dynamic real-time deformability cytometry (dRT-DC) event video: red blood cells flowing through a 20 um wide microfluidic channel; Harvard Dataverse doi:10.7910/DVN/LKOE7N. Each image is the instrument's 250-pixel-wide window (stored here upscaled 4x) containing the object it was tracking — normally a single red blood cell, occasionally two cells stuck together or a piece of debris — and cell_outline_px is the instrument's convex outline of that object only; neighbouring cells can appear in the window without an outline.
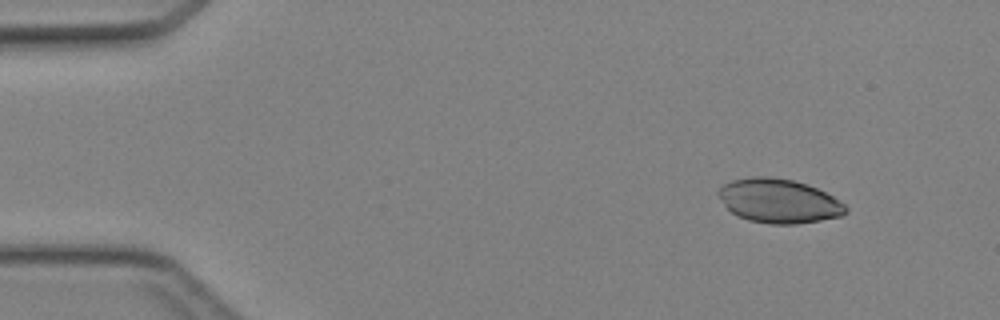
{"species": "Egyptian fruit bat (a non-hibernating species)", "species_latin": "Rousettus aegyptiacus", "temperature_condition": "cold", "stored_images_in_passage": 41, "camera_frame_rate_fps": 3000, "um_per_image_px": 0.085, "animal": {"sex": "female"}, "frame": {"image": 1, "passage_image": 4, "time_ms": 1.0, "image_size_px": [1000, 320], "cell_outline_px": [[848, 212], [844, 216], [796, 224], [772, 224], [748, 220], [736, 216], [724, 204], [716, 192], [724, 184], [732, 180], [752, 176], [772, 176], [792, 180], [808, 184], [832, 196], [844, 204], [848, 208]], "centroid_in_image_um": [66.2, 17.08], "position_along_channel_um": 18.8, "area_um2": 32.83}}
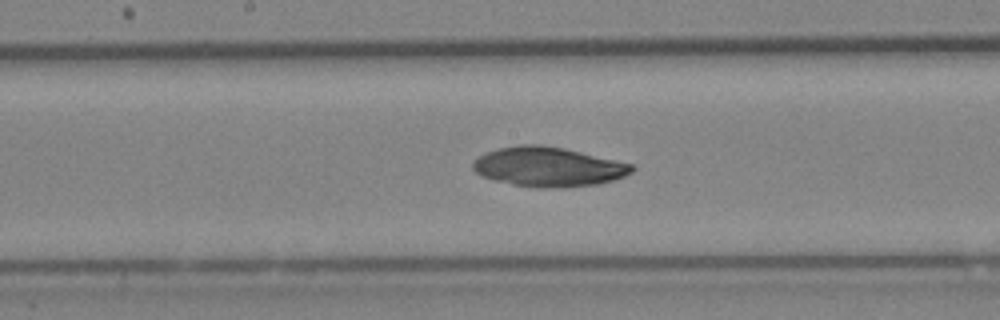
{"frame": {"image": 2, "passage_image": 23, "time_ms": 7.333, "image_size_px": [1000, 320], "cell_outline_px": [[636, 168], [632, 172], [624, 176], [600, 184], [540, 188], [536, 188], [512, 184], [496, 180], [484, 176], [476, 172], [472, 168], [472, 164], [480, 156], [488, 152], [500, 148], [520, 144], [540, 144], [564, 148], [632, 164]], "centroid_in_image_um": [46.62, 14.17], "position_along_channel_um": 201.6, "area_um2": 36.13}}
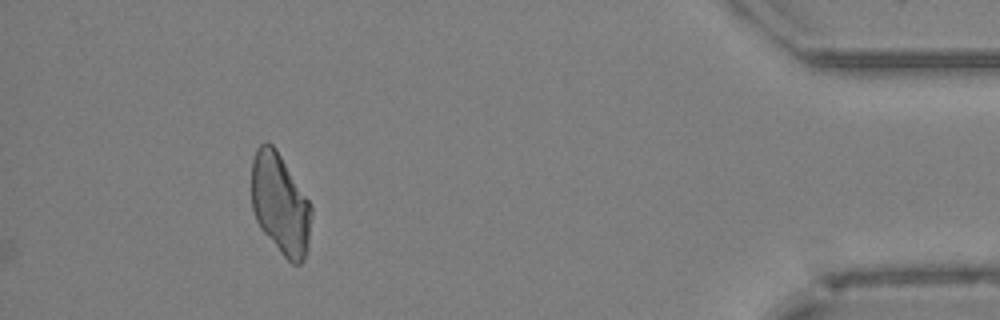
{"frame": {"image": 3, "passage_image": 41, "time_ms": 13.333, "image_size_px": [1000, 320], "cell_outline_px": [[312, 216], [308, 252], [304, 260], [300, 264], [292, 264], [280, 252], [260, 228], [256, 220], [252, 208], [252, 160], [256, 148], [264, 140], [268, 140], [276, 148], [312, 204]], "centroid_in_image_um": [23.84, 17.34], "position_along_channel_um": 411.4, "area_um2": 35.78}}